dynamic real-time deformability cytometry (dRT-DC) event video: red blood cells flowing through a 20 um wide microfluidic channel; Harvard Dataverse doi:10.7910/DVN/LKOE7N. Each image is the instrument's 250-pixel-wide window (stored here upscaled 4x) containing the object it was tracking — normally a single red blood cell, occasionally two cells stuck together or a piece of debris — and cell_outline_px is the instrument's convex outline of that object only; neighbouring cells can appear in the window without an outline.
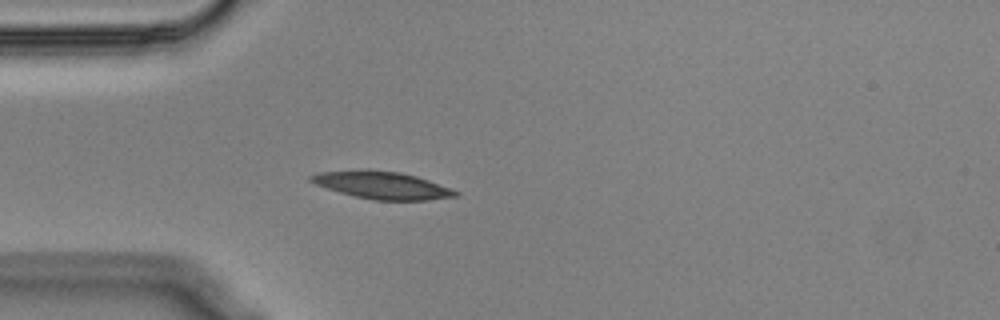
{"species": "Egyptian fruit bat (a non-hibernating species)", "species_latin": "Rousettus aegyptiacus", "temperature_condition": "cold", "stored_images_in_passage": 41, "camera_frame_rate_fps": 3000, "um_per_image_px": 0.085, "animal": {"sex": "male"}, "frame": {"image": 1, "passage_image": 1, "time_ms": 0.0, "image_size_px": [1000, 320], "cell_outline_px": [[460, 192], [456, 196], [428, 200], [372, 200], [340, 192], [316, 184], [308, 180], [308, 176], [316, 172], [360, 168], [368, 168], [400, 172], [416, 176], [452, 188]], "centroid_in_image_um": [32.43, 15.71], "position_along_channel_um": 52.6, "area_um2": 23.47}}
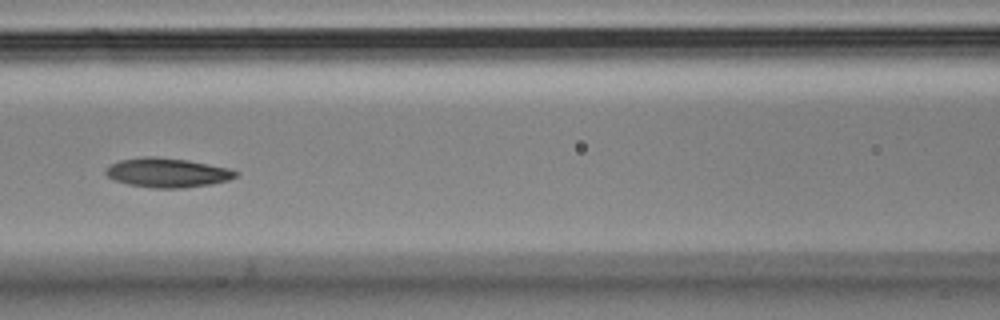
{"frame": {"image": 2, "passage_image": 10, "time_ms": 3.0, "image_size_px": [1000, 320], "cell_outline_px": [[240, 172], [236, 176], [228, 180], [212, 184], [184, 188], [152, 188], [128, 184], [116, 180], [108, 176], [104, 172], [104, 168], [120, 160], [144, 156], [156, 156], [188, 160], [228, 168]], "centroid_in_image_um": [14.22, 14.67], "position_along_channel_um": 152.4, "area_um2": 22.25}}
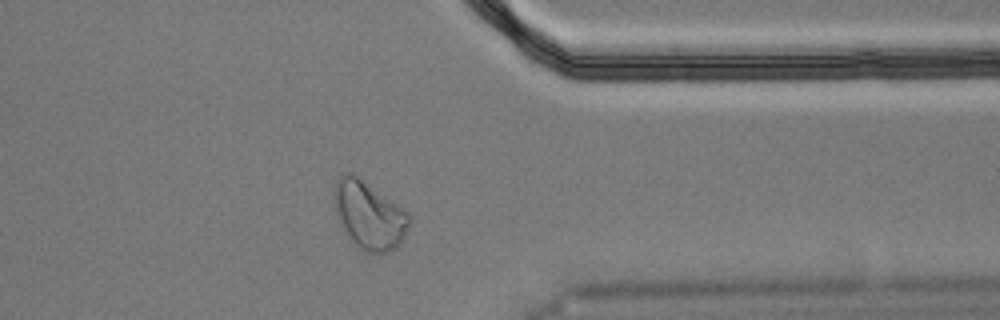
{"frame": {"image": 3, "passage_image": 30, "time_ms": 9.667, "image_size_px": [1000, 320], "cell_outline_px": [[412, 220], [404, 236], [396, 248], [380, 256], [360, 252], [348, 240], [336, 212], [332, 196], [336, 180], [340, 172], [352, 172], [364, 180], [412, 216]], "centroid_in_image_um": [31.33, 18.33], "position_along_channel_um": 380.1, "area_um2": 30.46}, "authors_computed_cell_mechanics": {"area_um2": 22.5998, "velocity_mm_per_s": 3.5459, "shape_relaxation_time_tau1_ms": 6.0779, "shape_relaxation_time_tau2_ms": 5.5968, "deformation_change_tau1": 0.1444, "deformation_change_tau2": 0.1152}}